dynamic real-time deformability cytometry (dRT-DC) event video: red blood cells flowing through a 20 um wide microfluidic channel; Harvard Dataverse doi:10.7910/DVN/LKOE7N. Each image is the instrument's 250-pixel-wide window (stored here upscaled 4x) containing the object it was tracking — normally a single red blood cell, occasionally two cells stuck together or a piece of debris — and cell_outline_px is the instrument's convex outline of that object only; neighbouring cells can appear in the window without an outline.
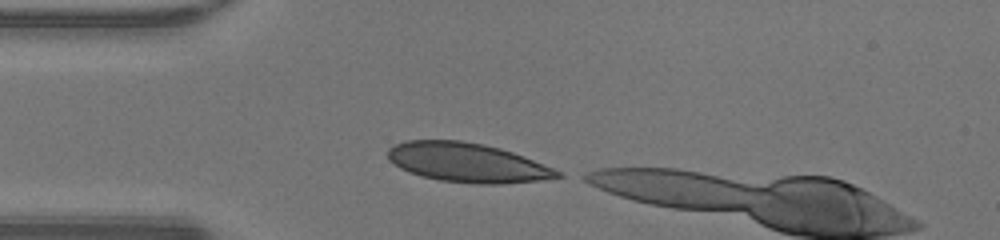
{"species": "human", "species_latin": "Homo sapiens", "temperature_condition": "warm", "stored_images_in_passage": 21, "camera_frame_rate_fps": 3000, "um_per_image_px": 0.085, "donor": {"sex": "male"}, "frame": {"image": 1, "passage_image": 1, "time_ms": 0.0, "image_size_px": [1000, 240], "cell_outline_px": [[564, 176], [544, 180], [500, 184], [476, 184], [440, 180], [424, 176], [400, 168], [388, 160], [388, 148], [404, 140], [460, 140], [484, 144], [500, 148], [524, 156], [564, 172]], "centroid_in_image_um": [39.76, 13.82], "position_along_channel_um": 45.2, "area_um2": 38.9}}
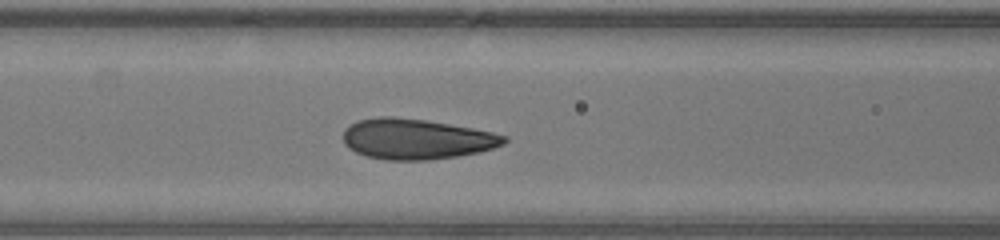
{"frame": {"image": 2, "passage_image": 8, "time_ms": 2.333, "image_size_px": [1000, 240], "cell_outline_px": [[508, 140], [504, 144], [480, 152], [456, 156], [428, 160], [384, 160], [368, 156], [356, 152], [348, 148], [344, 144], [344, 128], [356, 120], [380, 116], [392, 116], [424, 120], [472, 128], [492, 132], [508, 136]], "centroid_in_image_um": [35.37, 11.81], "position_along_channel_um": 131.2, "area_um2": 37.97}}
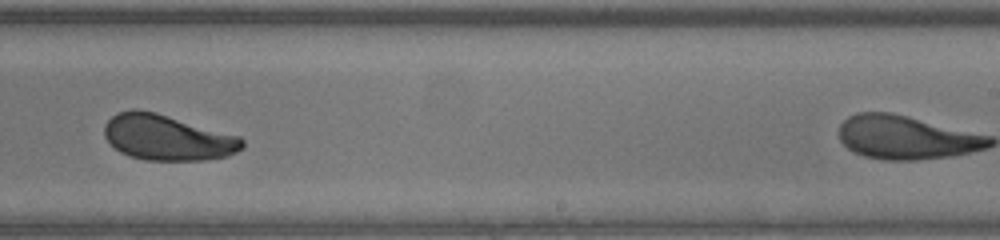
{"frame": {"image": 3, "passage_image": 18, "time_ms": 5.667, "image_size_px": [1000, 240], "cell_outline_px": [[244, 148], [228, 156], [204, 160], [144, 160], [128, 156], [120, 152], [104, 136], [104, 124], [116, 112], [132, 108], [136, 108], [156, 112], [240, 136], [244, 140]], "centroid_in_image_um": [14.22, 11.68], "position_along_channel_um": 274.8, "area_um2": 36.93}}